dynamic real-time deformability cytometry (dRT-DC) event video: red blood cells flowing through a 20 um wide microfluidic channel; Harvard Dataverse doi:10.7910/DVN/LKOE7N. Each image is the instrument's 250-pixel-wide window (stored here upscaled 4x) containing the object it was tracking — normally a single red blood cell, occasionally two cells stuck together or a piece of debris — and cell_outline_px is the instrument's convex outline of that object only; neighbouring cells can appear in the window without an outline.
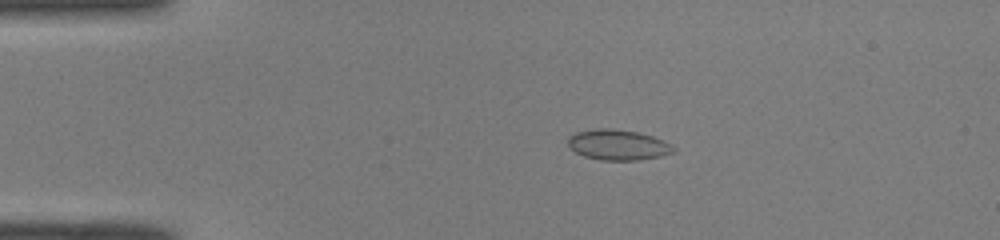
{"species": "common noctule bat (a hibernating species)", "species_latin": "Nyctalus noctula", "temperature_condition": "room temperature", "stored_images_in_passage": 50, "camera_frame_rate_fps": 3000, "um_per_image_px": 0.085, "animal": {"sex": "male", "body_mass_g": 19.0, "forearm_length_mm": 50.8}, "frame": {"image": 1, "passage_image": 10, "time_ms": 3.0, "image_size_px": [1000, 240], "cell_outline_px": [[676, 152], [660, 156], [636, 160], [600, 160], [584, 156], [576, 152], [568, 144], [568, 136], [576, 132], [596, 128], [612, 128], [640, 132], [664, 140], [676, 148]], "centroid_in_image_um": [52.55, 12.3], "position_along_channel_um": 32.5, "area_um2": 18.84}}
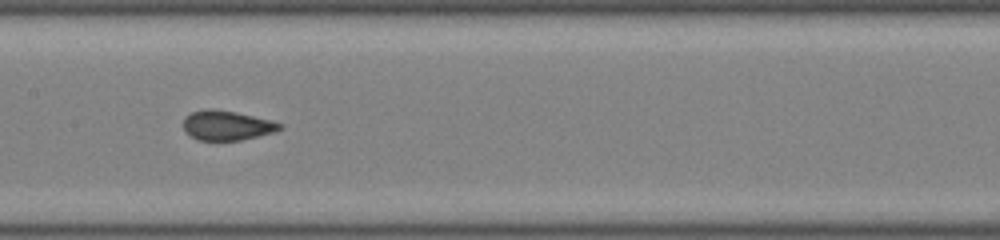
{"frame": {"image": 2, "passage_image": 25, "time_ms": 8.0, "image_size_px": [1000, 240], "cell_outline_px": [[284, 124], [280, 128], [272, 132], [240, 140], [196, 140], [188, 136], [184, 132], [184, 116], [192, 112], [212, 108], [236, 112]], "centroid_in_image_um": [19.2, 10.66], "position_along_channel_um": 188.2, "area_um2": 16.47}}
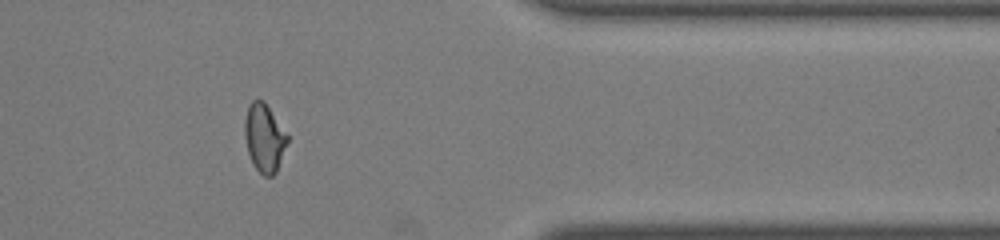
{"frame": {"image": 3, "passage_image": 41, "time_ms": 13.333, "image_size_px": [1000, 240], "cell_outline_px": [[288, 140], [276, 172], [272, 176], [264, 176], [252, 164], [248, 152], [244, 136], [244, 120], [248, 104], [252, 100], [264, 100], [288, 136]], "centroid_in_image_um": [22.44, 11.7], "position_along_channel_um": 389.0, "area_um2": 16.88}, "authors_computed_cell_mechanics": {"area_um2": 17.2822, "velocity_mm_per_s": 4.086, "shape_relaxation_time_tau1_ms": 10.672, "shape_relaxation_time_tau2_ms": null, "deformation_change_tau1": 0.1914, "deformation_change_tau2": null}}